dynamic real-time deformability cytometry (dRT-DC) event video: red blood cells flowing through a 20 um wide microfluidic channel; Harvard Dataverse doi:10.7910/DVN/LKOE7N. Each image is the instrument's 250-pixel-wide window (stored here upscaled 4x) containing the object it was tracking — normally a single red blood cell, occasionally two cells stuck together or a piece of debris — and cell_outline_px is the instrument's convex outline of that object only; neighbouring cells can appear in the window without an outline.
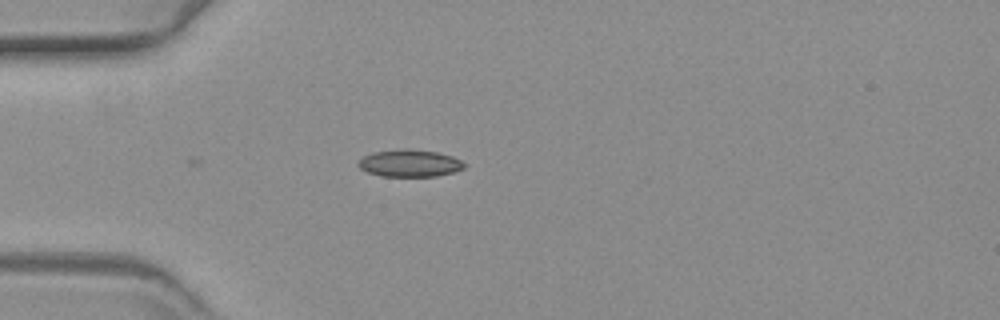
{"species": "common noctule bat (a hibernating species)", "species_latin": "Nyctalus noctula", "temperature_condition": "warm", "stored_images_in_passage": 3, "camera_frame_rate_fps": 3000, "um_per_image_px": 0.085, "animal": {"sex": "female", "body_mass_g": 19.3, "forearm_length_mm": 54.1}, "frame": {"image": 1, "passage_image": 1, "time_ms": 0.0, "image_size_px": [1000, 320], "cell_outline_px": [[468, 164], [464, 168], [452, 172], [436, 176], [380, 176], [368, 172], [360, 168], [356, 164], [364, 156], [372, 152], [404, 148], [408, 148], [436, 152], [452, 156]], "centroid_in_image_um": [34.82, 13.86], "position_along_channel_um": 50.2, "area_um2": 16.82}}